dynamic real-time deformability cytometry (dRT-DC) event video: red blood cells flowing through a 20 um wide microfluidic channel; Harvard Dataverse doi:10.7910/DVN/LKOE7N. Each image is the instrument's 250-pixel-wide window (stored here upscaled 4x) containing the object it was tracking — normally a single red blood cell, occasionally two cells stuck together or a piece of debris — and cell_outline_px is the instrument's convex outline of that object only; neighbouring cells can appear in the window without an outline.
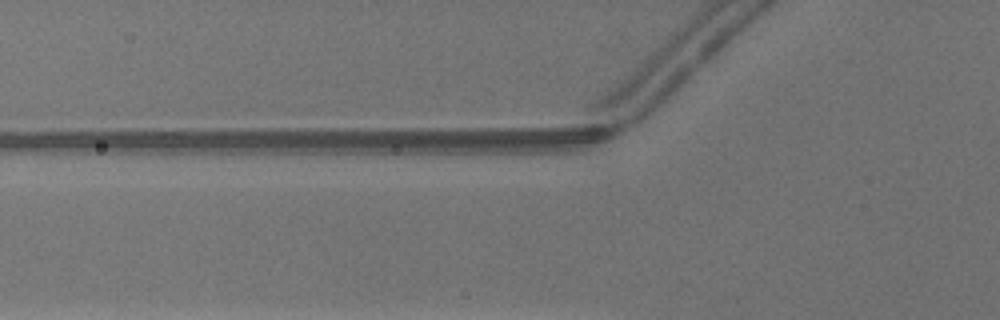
{"species": "common noctule bat (a hibernating species)", "species_latin": "Nyctalus noctula", "temperature_condition": "warm", "stored_images_in_passage": 6, "camera_frame_rate_fps": 3000, "um_per_image_px": 0.085, "animal": {"sex": "male", "body_mass_g": 13.3}, "frame": {"image": 1, "passage_image": 3, "time_ms": 0.667, "image_size_px": [1000, 320], "cell_outline_px": [[316, 132], [300, 136], [232, 152], [212, 152], [192, 132]], "centroid_in_image_um": [20.58, 11.87], "position_along_channel_um": 105.2, "area_um2": 10.46}}